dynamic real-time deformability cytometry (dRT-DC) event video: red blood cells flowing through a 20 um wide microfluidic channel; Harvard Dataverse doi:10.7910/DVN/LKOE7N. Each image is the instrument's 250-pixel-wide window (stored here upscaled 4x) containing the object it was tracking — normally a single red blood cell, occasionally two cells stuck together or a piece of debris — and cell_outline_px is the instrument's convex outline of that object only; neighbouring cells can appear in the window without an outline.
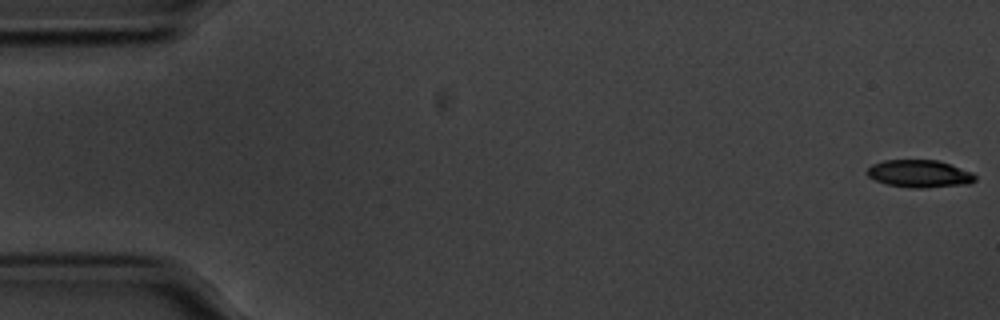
{"species": "common noctule bat (a hibernating species)", "species_latin": "Nyctalus noctula", "temperature_condition": "cold", "stored_images_in_passage": 49, "camera_frame_rate_fps": 3000, "um_per_image_px": 0.085, "animal": {"sex": "male", "body_mass_g": 20.1, "forearm_length_mm": 53.5}, "frame": {"image": 1, "passage_image": 1, "time_ms": 0.0, "image_size_px": [1000, 320], "cell_outline_px": [[976, 176], [972, 180], [952, 184], [892, 184], [868, 176], [868, 168], [876, 164], [888, 160], [936, 160], [948, 164], [968, 172]], "centroid_in_image_um": [78.07, 14.67], "position_along_channel_um": 6.9, "area_um2": 14.91}}
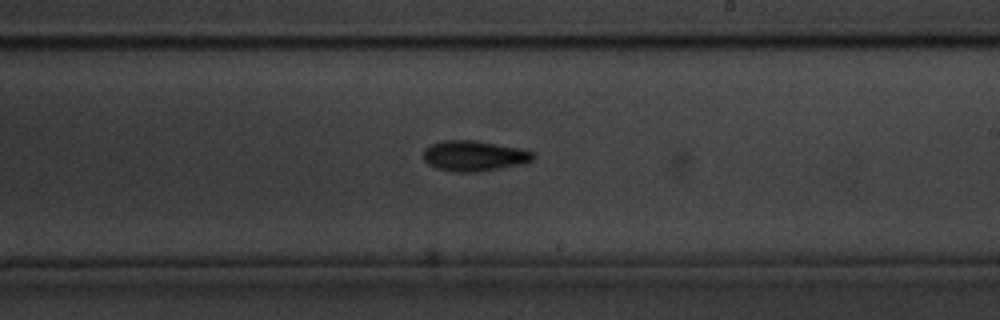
{"frame": {"image": 2, "passage_image": 33, "time_ms": 10.667, "image_size_px": [1000, 320], "cell_outline_px": [[532, 156], [528, 160], [488, 168], [444, 168], [432, 164], [424, 156], [424, 152], [428, 148], [436, 144], [488, 144], [512, 148], [532, 152]], "centroid_in_image_um": [40.29, 13.24], "position_along_channel_um": 248.7, "area_um2": 15.14}}
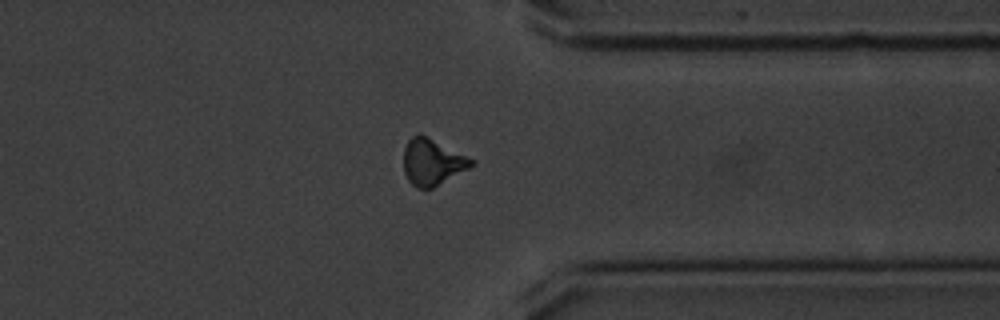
{"frame": {"image": 3, "passage_image": 44, "time_ms": 14.333, "image_size_px": [1000, 320], "cell_outline_px": [[472, 164], [432, 188], [420, 188], [412, 184], [404, 168], [404, 152], [408, 140], [416, 136], [424, 136], [472, 160]], "centroid_in_image_um": [36.67, 13.8], "position_along_channel_um": 374.7, "area_um2": 16.7}}